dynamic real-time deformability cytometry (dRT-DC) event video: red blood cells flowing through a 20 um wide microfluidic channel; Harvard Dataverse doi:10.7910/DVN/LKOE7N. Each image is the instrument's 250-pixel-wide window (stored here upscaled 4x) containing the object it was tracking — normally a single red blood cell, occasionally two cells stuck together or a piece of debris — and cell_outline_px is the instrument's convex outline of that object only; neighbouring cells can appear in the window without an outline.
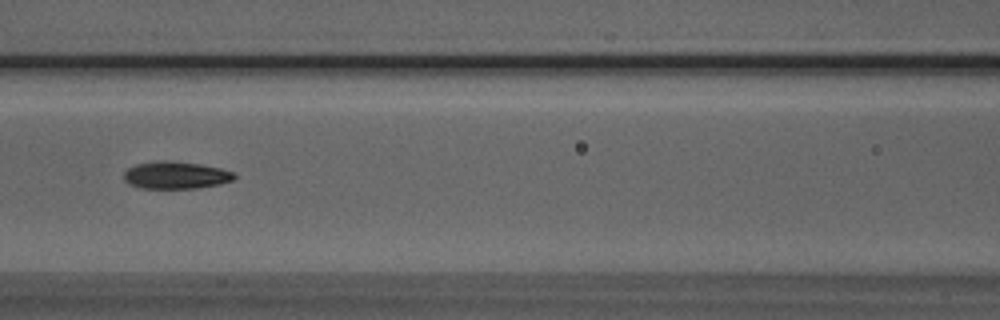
{"species": "Egyptian fruit bat (a non-hibernating species)", "species_latin": "Rousettus aegyptiacus", "temperature_condition": "room temperature", "stored_images_in_passage": 7, "camera_frame_rate_fps": 3000, "um_per_image_px": 0.085, "animal": {"sex": "male"}, "frame": {"image": 1, "passage_image": 7, "time_ms": 8.0, "image_size_px": [1000, 320], "cell_outline_px": [[236, 176], [232, 180], [220, 184], [196, 188], [140, 188], [128, 184], [124, 180], [124, 172], [128, 168], [136, 164], [160, 160], [168, 160], [200, 164], [220, 168], [232, 172]], "centroid_in_image_um": [14.9, 14.89], "position_along_channel_um": 151.7, "area_um2": 17.57}}